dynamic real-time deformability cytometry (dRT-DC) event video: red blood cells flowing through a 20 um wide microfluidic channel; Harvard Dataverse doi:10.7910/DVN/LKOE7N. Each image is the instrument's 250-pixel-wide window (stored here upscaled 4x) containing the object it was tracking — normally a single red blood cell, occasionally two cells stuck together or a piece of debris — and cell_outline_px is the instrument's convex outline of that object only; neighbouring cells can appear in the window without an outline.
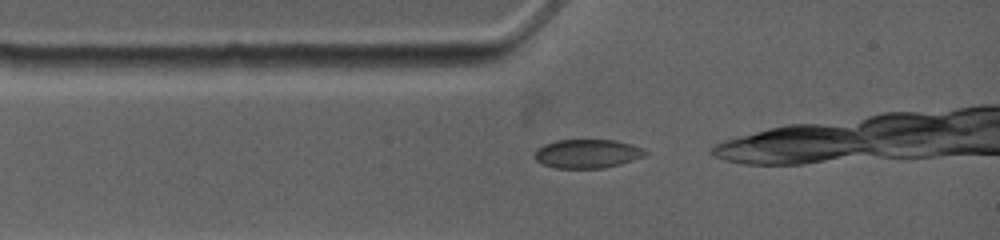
{"species": "common noctule bat (a hibernating species)", "species_latin": "Nyctalus noctula", "temperature_condition": "warm", "stored_images_in_passage": 2, "camera_frame_rate_fps": 4500, "um_per_image_px": 0.085, "animal": {"sex": "female", "body_mass_g": 19.0, "forearm_length_mm": 53.3}, "frame": {"image": 1, "passage_image": 1, "time_ms": 0.0, "image_size_px": [1000, 240], "cell_outline_px": [[648, 152], [644, 156], [620, 164], [604, 168], [556, 168], [544, 164], [536, 160], [532, 156], [532, 152], [536, 148], [544, 144], [556, 140], [616, 140], [632, 144], [644, 148]], "centroid_in_image_um": [49.89, 13.05], "position_along_channel_um": 35.1, "area_um2": 18.79}}